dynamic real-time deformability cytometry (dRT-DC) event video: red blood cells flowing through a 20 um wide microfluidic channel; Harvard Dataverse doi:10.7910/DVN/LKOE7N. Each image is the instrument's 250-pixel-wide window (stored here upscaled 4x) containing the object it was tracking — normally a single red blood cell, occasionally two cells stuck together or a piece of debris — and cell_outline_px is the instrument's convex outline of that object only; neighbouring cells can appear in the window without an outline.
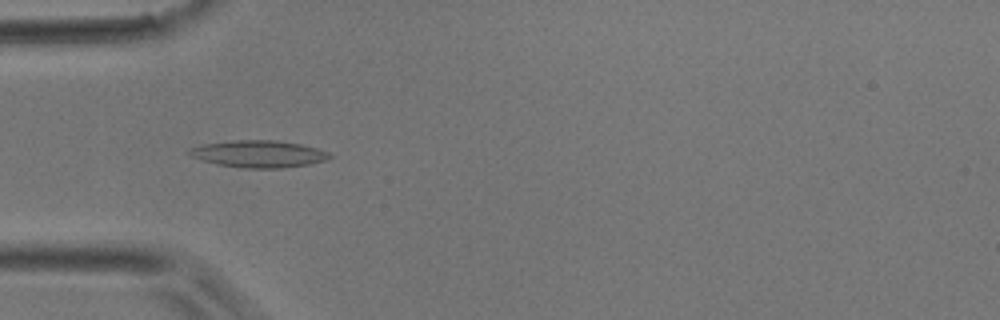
{"species": "common noctule bat (a hibernating species)", "species_latin": "Nyctalus noctula", "temperature_condition": "room temperature", "stored_images_in_passage": 44, "camera_frame_rate_fps": 3000, "um_per_image_px": 0.085, "animal": {"sex": "male", "body_mass_g": 17.9}, "frame": {"image": 1, "passage_image": 13, "time_ms": 4.0, "image_size_px": [1000, 320], "cell_outline_px": [[332, 156], [324, 160], [308, 164], [284, 168], [244, 168], [220, 164], [204, 160], [192, 156], [188, 152], [188, 148], [204, 144], [236, 140], [276, 140], [300, 144], [316, 148], [328, 152]], "centroid_in_image_um": [22.0, 13.08], "position_along_channel_um": 63.0, "area_um2": 21.73}}
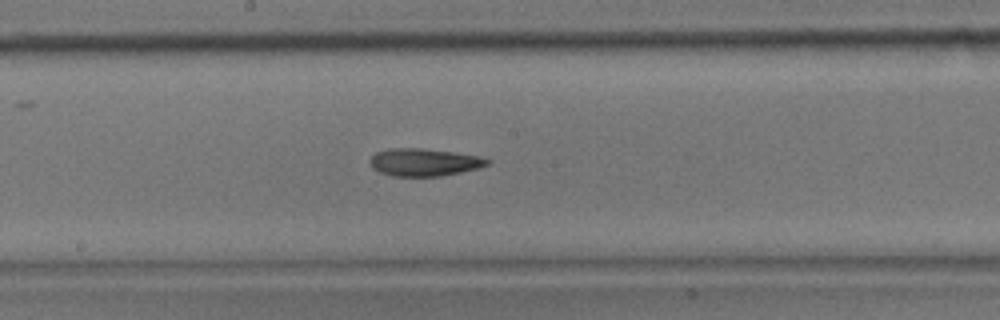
{"frame": {"image": 2, "passage_image": 23, "time_ms": 7.333, "image_size_px": [1000, 320], "cell_outline_px": [[492, 160], [488, 164], [480, 168], [440, 176], [392, 176], [380, 172], [372, 168], [368, 160], [376, 152], [388, 148], [420, 148], [452, 152], [480, 156]], "centroid_in_image_um": [36.04, 13.79], "position_along_channel_um": 212.2, "area_um2": 18.9}}
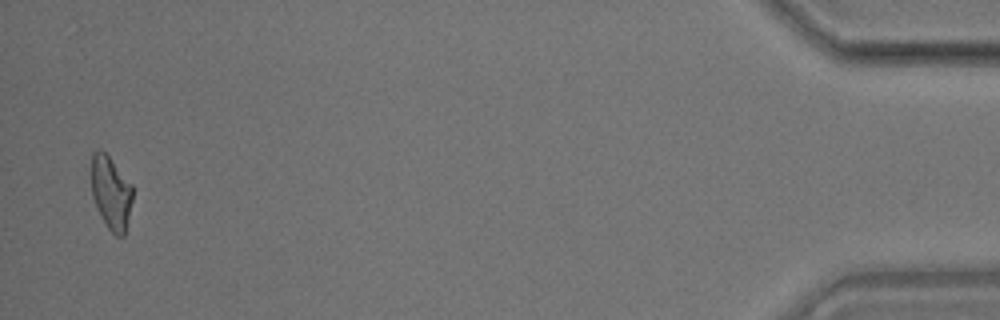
{"frame": {"image": 3, "passage_image": 43, "time_ms": 14.0, "image_size_px": [1000, 320], "cell_outline_px": [[132, 200], [124, 236], [116, 236], [108, 228], [92, 196], [92, 152], [100, 148], [108, 156], [132, 184]], "centroid_in_image_um": [9.44, 16.36], "position_along_channel_um": 425.8, "area_um2": 17.22}}